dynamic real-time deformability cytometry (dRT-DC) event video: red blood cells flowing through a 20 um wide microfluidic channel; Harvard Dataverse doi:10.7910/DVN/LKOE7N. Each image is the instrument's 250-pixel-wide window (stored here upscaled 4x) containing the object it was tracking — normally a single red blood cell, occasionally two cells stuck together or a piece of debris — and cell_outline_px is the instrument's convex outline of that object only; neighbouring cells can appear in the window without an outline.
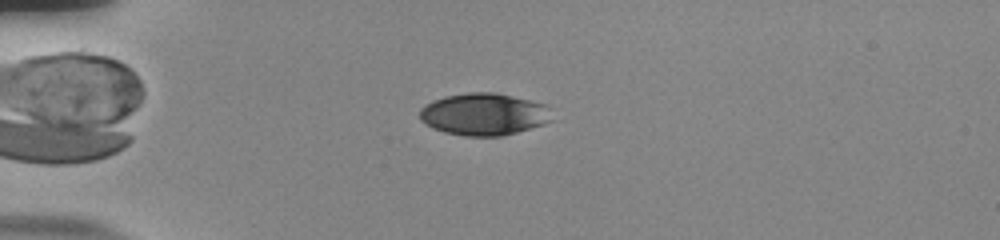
{"species": "human", "species_latin": "Homo sapiens", "temperature_condition": "room temperature", "stored_images_in_passage": 43, "camera_frame_rate_fps": 3000, "um_per_image_px": 0.085, "donor": {"sex": "male"}, "frame": {"image": 1, "passage_image": 3, "time_ms": 0.667, "image_size_px": [1000, 240], "cell_outline_px": [[552, 120], [544, 124], [516, 132], [500, 136], [464, 136], [444, 132], [432, 128], [424, 124], [420, 120], [420, 108], [432, 100], [444, 96], [468, 92], [496, 92], [548, 104]], "centroid_in_image_um": [41.12, 9.7], "position_along_channel_um": 43.9, "area_um2": 32.77}}
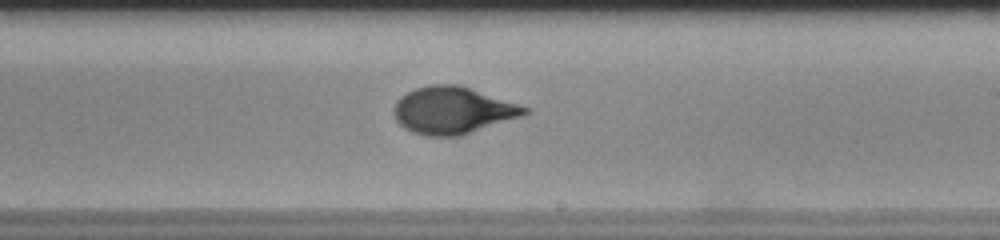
{"frame": {"image": 2, "passage_image": 22, "time_ms": 7.0, "image_size_px": [1000, 240], "cell_outline_px": [[532, 112], [460, 136], [424, 136], [412, 132], [404, 128], [396, 120], [392, 112], [396, 100], [400, 96], [416, 88], [432, 84], [460, 84], [528, 108]], "centroid_in_image_um": [38.43, 9.38], "position_along_channel_um": 250.6, "area_um2": 35.72}}
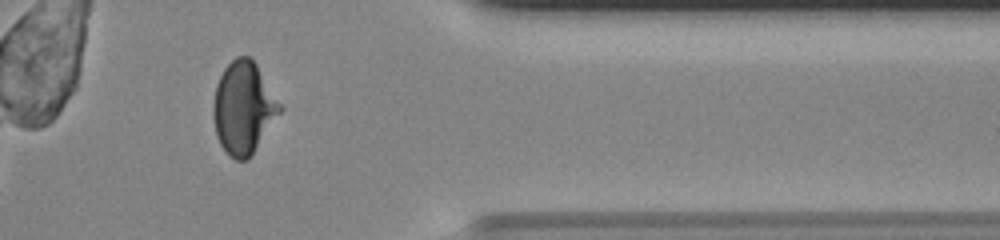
{"frame": {"image": 3, "passage_image": 34, "time_ms": 11.0, "image_size_px": [1000, 240], "cell_outline_px": [[284, 108], [248, 160], [236, 160], [228, 156], [220, 144], [216, 136], [212, 116], [212, 104], [216, 84], [224, 68], [236, 56], [248, 56], [256, 64]], "centroid_in_image_um": [20.68, 9.19], "position_along_channel_um": 390.7, "area_um2": 36.01}, "authors_computed_cell_mechanics": {"area_um2": 34.9112, "velocity_mm_per_s": 3.8143, "shape_relaxation_time_tau1_ms": 5.3778, "shape_relaxation_time_tau2_ms": null, "deformation_change_tau1": 0.1973, "deformation_change_tau2": null}}